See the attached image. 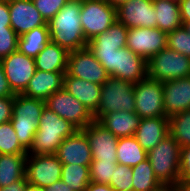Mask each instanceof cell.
Segmentation results:
<instances>
[{
    "label": "cell",
    "mask_w": 190,
    "mask_h": 191,
    "mask_svg": "<svg viewBox=\"0 0 190 191\" xmlns=\"http://www.w3.org/2000/svg\"><path fill=\"white\" fill-rule=\"evenodd\" d=\"M36 9L48 23L69 0H32Z\"/></svg>",
    "instance_id": "38"
},
{
    "label": "cell",
    "mask_w": 190,
    "mask_h": 191,
    "mask_svg": "<svg viewBox=\"0 0 190 191\" xmlns=\"http://www.w3.org/2000/svg\"><path fill=\"white\" fill-rule=\"evenodd\" d=\"M117 163L133 167L147 159V152L134 136L120 137L117 143Z\"/></svg>",
    "instance_id": "29"
},
{
    "label": "cell",
    "mask_w": 190,
    "mask_h": 191,
    "mask_svg": "<svg viewBox=\"0 0 190 191\" xmlns=\"http://www.w3.org/2000/svg\"><path fill=\"white\" fill-rule=\"evenodd\" d=\"M179 180L190 181V145L180 148Z\"/></svg>",
    "instance_id": "39"
},
{
    "label": "cell",
    "mask_w": 190,
    "mask_h": 191,
    "mask_svg": "<svg viewBox=\"0 0 190 191\" xmlns=\"http://www.w3.org/2000/svg\"><path fill=\"white\" fill-rule=\"evenodd\" d=\"M11 90L22 94L36 72L34 58L18 50L0 60Z\"/></svg>",
    "instance_id": "14"
},
{
    "label": "cell",
    "mask_w": 190,
    "mask_h": 191,
    "mask_svg": "<svg viewBox=\"0 0 190 191\" xmlns=\"http://www.w3.org/2000/svg\"><path fill=\"white\" fill-rule=\"evenodd\" d=\"M28 184L26 176L18 181L13 182L11 185H7L4 188L0 187V191H24Z\"/></svg>",
    "instance_id": "44"
},
{
    "label": "cell",
    "mask_w": 190,
    "mask_h": 191,
    "mask_svg": "<svg viewBox=\"0 0 190 191\" xmlns=\"http://www.w3.org/2000/svg\"><path fill=\"white\" fill-rule=\"evenodd\" d=\"M175 185L178 191H190V181L188 180H178Z\"/></svg>",
    "instance_id": "47"
},
{
    "label": "cell",
    "mask_w": 190,
    "mask_h": 191,
    "mask_svg": "<svg viewBox=\"0 0 190 191\" xmlns=\"http://www.w3.org/2000/svg\"><path fill=\"white\" fill-rule=\"evenodd\" d=\"M65 74L66 72L36 70L22 94L30 98L46 100L53 93L63 88Z\"/></svg>",
    "instance_id": "21"
},
{
    "label": "cell",
    "mask_w": 190,
    "mask_h": 191,
    "mask_svg": "<svg viewBox=\"0 0 190 191\" xmlns=\"http://www.w3.org/2000/svg\"><path fill=\"white\" fill-rule=\"evenodd\" d=\"M85 191H116L109 184L90 182Z\"/></svg>",
    "instance_id": "46"
},
{
    "label": "cell",
    "mask_w": 190,
    "mask_h": 191,
    "mask_svg": "<svg viewBox=\"0 0 190 191\" xmlns=\"http://www.w3.org/2000/svg\"><path fill=\"white\" fill-rule=\"evenodd\" d=\"M44 191H74L72 190L69 185L63 182L61 179L54 182L49 187H45Z\"/></svg>",
    "instance_id": "45"
},
{
    "label": "cell",
    "mask_w": 190,
    "mask_h": 191,
    "mask_svg": "<svg viewBox=\"0 0 190 191\" xmlns=\"http://www.w3.org/2000/svg\"><path fill=\"white\" fill-rule=\"evenodd\" d=\"M45 100L15 94L13 113L10 122L16 132L20 145L28 152L33 144Z\"/></svg>",
    "instance_id": "3"
},
{
    "label": "cell",
    "mask_w": 190,
    "mask_h": 191,
    "mask_svg": "<svg viewBox=\"0 0 190 191\" xmlns=\"http://www.w3.org/2000/svg\"><path fill=\"white\" fill-rule=\"evenodd\" d=\"M80 20L86 41L104 33L117 20V8L106 0L81 2Z\"/></svg>",
    "instance_id": "8"
},
{
    "label": "cell",
    "mask_w": 190,
    "mask_h": 191,
    "mask_svg": "<svg viewBox=\"0 0 190 191\" xmlns=\"http://www.w3.org/2000/svg\"><path fill=\"white\" fill-rule=\"evenodd\" d=\"M69 52L56 43L49 42L34 58L36 70L66 72Z\"/></svg>",
    "instance_id": "25"
},
{
    "label": "cell",
    "mask_w": 190,
    "mask_h": 191,
    "mask_svg": "<svg viewBox=\"0 0 190 191\" xmlns=\"http://www.w3.org/2000/svg\"><path fill=\"white\" fill-rule=\"evenodd\" d=\"M156 11L157 28L165 33H170L181 27V15L179 2L175 0H153Z\"/></svg>",
    "instance_id": "27"
},
{
    "label": "cell",
    "mask_w": 190,
    "mask_h": 191,
    "mask_svg": "<svg viewBox=\"0 0 190 191\" xmlns=\"http://www.w3.org/2000/svg\"><path fill=\"white\" fill-rule=\"evenodd\" d=\"M51 41L48 24L36 27L18 37L17 50L26 56L36 58L43 47Z\"/></svg>",
    "instance_id": "28"
},
{
    "label": "cell",
    "mask_w": 190,
    "mask_h": 191,
    "mask_svg": "<svg viewBox=\"0 0 190 191\" xmlns=\"http://www.w3.org/2000/svg\"><path fill=\"white\" fill-rule=\"evenodd\" d=\"M190 76V58L164 48L147 61V77L165 82Z\"/></svg>",
    "instance_id": "7"
},
{
    "label": "cell",
    "mask_w": 190,
    "mask_h": 191,
    "mask_svg": "<svg viewBox=\"0 0 190 191\" xmlns=\"http://www.w3.org/2000/svg\"><path fill=\"white\" fill-rule=\"evenodd\" d=\"M162 84L166 117L190 109V76L168 80Z\"/></svg>",
    "instance_id": "19"
},
{
    "label": "cell",
    "mask_w": 190,
    "mask_h": 191,
    "mask_svg": "<svg viewBox=\"0 0 190 191\" xmlns=\"http://www.w3.org/2000/svg\"><path fill=\"white\" fill-rule=\"evenodd\" d=\"M0 28H11L8 0L0 3Z\"/></svg>",
    "instance_id": "42"
},
{
    "label": "cell",
    "mask_w": 190,
    "mask_h": 191,
    "mask_svg": "<svg viewBox=\"0 0 190 191\" xmlns=\"http://www.w3.org/2000/svg\"><path fill=\"white\" fill-rule=\"evenodd\" d=\"M169 134V119L162 117L142 118L134 137L149 152Z\"/></svg>",
    "instance_id": "23"
},
{
    "label": "cell",
    "mask_w": 190,
    "mask_h": 191,
    "mask_svg": "<svg viewBox=\"0 0 190 191\" xmlns=\"http://www.w3.org/2000/svg\"><path fill=\"white\" fill-rule=\"evenodd\" d=\"M132 177L131 167L117 163L109 185L116 191H133Z\"/></svg>",
    "instance_id": "36"
},
{
    "label": "cell",
    "mask_w": 190,
    "mask_h": 191,
    "mask_svg": "<svg viewBox=\"0 0 190 191\" xmlns=\"http://www.w3.org/2000/svg\"><path fill=\"white\" fill-rule=\"evenodd\" d=\"M77 130L45 105L28 154H56L63 140Z\"/></svg>",
    "instance_id": "2"
},
{
    "label": "cell",
    "mask_w": 190,
    "mask_h": 191,
    "mask_svg": "<svg viewBox=\"0 0 190 191\" xmlns=\"http://www.w3.org/2000/svg\"><path fill=\"white\" fill-rule=\"evenodd\" d=\"M15 96V93L11 90L9 82L4 73L2 63L0 61V97Z\"/></svg>",
    "instance_id": "41"
},
{
    "label": "cell",
    "mask_w": 190,
    "mask_h": 191,
    "mask_svg": "<svg viewBox=\"0 0 190 191\" xmlns=\"http://www.w3.org/2000/svg\"><path fill=\"white\" fill-rule=\"evenodd\" d=\"M61 180L74 191H85L90 180L89 166L79 164H63Z\"/></svg>",
    "instance_id": "31"
},
{
    "label": "cell",
    "mask_w": 190,
    "mask_h": 191,
    "mask_svg": "<svg viewBox=\"0 0 190 191\" xmlns=\"http://www.w3.org/2000/svg\"><path fill=\"white\" fill-rule=\"evenodd\" d=\"M8 7L11 28L18 36L47 24L32 0H8Z\"/></svg>",
    "instance_id": "17"
},
{
    "label": "cell",
    "mask_w": 190,
    "mask_h": 191,
    "mask_svg": "<svg viewBox=\"0 0 190 191\" xmlns=\"http://www.w3.org/2000/svg\"><path fill=\"white\" fill-rule=\"evenodd\" d=\"M14 96L0 97V124L10 122L13 113Z\"/></svg>",
    "instance_id": "40"
},
{
    "label": "cell",
    "mask_w": 190,
    "mask_h": 191,
    "mask_svg": "<svg viewBox=\"0 0 190 191\" xmlns=\"http://www.w3.org/2000/svg\"><path fill=\"white\" fill-rule=\"evenodd\" d=\"M167 47L190 58V34L183 25L167 34Z\"/></svg>",
    "instance_id": "35"
},
{
    "label": "cell",
    "mask_w": 190,
    "mask_h": 191,
    "mask_svg": "<svg viewBox=\"0 0 190 191\" xmlns=\"http://www.w3.org/2000/svg\"><path fill=\"white\" fill-rule=\"evenodd\" d=\"M24 191H44V188L27 184Z\"/></svg>",
    "instance_id": "50"
},
{
    "label": "cell",
    "mask_w": 190,
    "mask_h": 191,
    "mask_svg": "<svg viewBox=\"0 0 190 191\" xmlns=\"http://www.w3.org/2000/svg\"><path fill=\"white\" fill-rule=\"evenodd\" d=\"M126 47L148 61L167 47V33L159 28L135 27L128 29Z\"/></svg>",
    "instance_id": "13"
},
{
    "label": "cell",
    "mask_w": 190,
    "mask_h": 191,
    "mask_svg": "<svg viewBox=\"0 0 190 191\" xmlns=\"http://www.w3.org/2000/svg\"><path fill=\"white\" fill-rule=\"evenodd\" d=\"M62 165L55 154H27V182L42 188L49 187L61 179Z\"/></svg>",
    "instance_id": "11"
},
{
    "label": "cell",
    "mask_w": 190,
    "mask_h": 191,
    "mask_svg": "<svg viewBox=\"0 0 190 191\" xmlns=\"http://www.w3.org/2000/svg\"><path fill=\"white\" fill-rule=\"evenodd\" d=\"M135 113L140 118H168L164 111L163 84L160 81L146 77L135 83Z\"/></svg>",
    "instance_id": "9"
},
{
    "label": "cell",
    "mask_w": 190,
    "mask_h": 191,
    "mask_svg": "<svg viewBox=\"0 0 190 191\" xmlns=\"http://www.w3.org/2000/svg\"><path fill=\"white\" fill-rule=\"evenodd\" d=\"M169 119V134L182 148L190 145V109L181 111Z\"/></svg>",
    "instance_id": "32"
},
{
    "label": "cell",
    "mask_w": 190,
    "mask_h": 191,
    "mask_svg": "<svg viewBox=\"0 0 190 191\" xmlns=\"http://www.w3.org/2000/svg\"><path fill=\"white\" fill-rule=\"evenodd\" d=\"M81 2L69 0L47 23L51 42L68 52L87 47L80 20Z\"/></svg>",
    "instance_id": "1"
},
{
    "label": "cell",
    "mask_w": 190,
    "mask_h": 191,
    "mask_svg": "<svg viewBox=\"0 0 190 191\" xmlns=\"http://www.w3.org/2000/svg\"><path fill=\"white\" fill-rule=\"evenodd\" d=\"M111 77L133 84L147 77V61L127 47L115 53L94 55Z\"/></svg>",
    "instance_id": "4"
},
{
    "label": "cell",
    "mask_w": 190,
    "mask_h": 191,
    "mask_svg": "<svg viewBox=\"0 0 190 191\" xmlns=\"http://www.w3.org/2000/svg\"><path fill=\"white\" fill-rule=\"evenodd\" d=\"M141 118L135 112L116 111L104 114L98 122L118 138L134 136Z\"/></svg>",
    "instance_id": "24"
},
{
    "label": "cell",
    "mask_w": 190,
    "mask_h": 191,
    "mask_svg": "<svg viewBox=\"0 0 190 191\" xmlns=\"http://www.w3.org/2000/svg\"><path fill=\"white\" fill-rule=\"evenodd\" d=\"M133 83L109 77L101 85V98L93 117L98 121L104 114L116 111L135 112Z\"/></svg>",
    "instance_id": "6"
},
{
    "label": "cell",
    "mask_w": 190,
    "mask_h": 191,
    "mask_svg": "<svg viewBox=\"0 0 190 191\" xmlns=\"http://www.w3.org/2000/svg\"><path fill=\"white\" fill-rule=\"evenodd\" d=\"M116 166L117 162L92 160L91 165L89 166L91 182L110 184Z\"/></svg>",
    "instance_id": "34"
},
{
    "label": "cell",
    "mask_w": 190,
    "mask_h": 191,
    "mask_svg": "<svg viewBox=\"0 0 190 191\" xmlns=\"http://www.w3.org/2000/svg\"><path fill=\"white\" fill-rule=\"evenodd\" d=\"M182 24L190 22V0H179Z\"/></svg>",
    "instance_id": "43"
},
{
    "label": "cell",
    "mask_w": 190,
    "mask_h": 191,
    "mask_svg": "<svg viewBox=\"0 0 190 191\" xmlns=\"http://www.w3.org/2000/svg\"><path fill=\"white\" fill-rule=\"evenodd\" d=\"M18 37L12 28H0V60L17 51Z\"/></svg>",
    "instance_id": "37"
},
{
    "label": "cell",
    "mask_w": 190,
    "mask_h": 191,
    "mask_svg": "<svg viewBox=\"0 0 190 191\" xmlns=\"http://www.w3.org/2000/svg\"><path fill=\"white\" fill-rule=\"evenodd\" d=\"M66 73L71 77H76L99 85L104 84L110 77L101 63L87 47L69 52Z\"/></svg>",
    "instance_id": "12"
},
{
    "label": "cell",
    "mask_w": 190,
    "mask_h": 191,
    "mask_svg": "<svg viewBox=\"0 0 190 191\" xmlns=\"http://www.w3.org/2000/svg\"><path fill=\"white\" fill-rule=\"evenodd\" d=\"M153 0H129L117 8V20L126 28H156Z\"/></svg>",
    "instance_id": "16"
},
{
    "label": "cell",
    "mask_w": 190,
    "mask_h": 191,
    "mask_svg": "<svg viewBox=\"0 0 190 191\" xmlns=\"http://www.w3.org/2000/svg\"><path fill=\"white\" fill-rule=\"evenodd\" d=\"M153 191H178L175 184H161Z\"/></svg>",
    "instance_id": "48"
},
{
    "label": "cell",
    "mask_w": 190,
    "mask_h": 191,
    "mask_svg": "<svg viewBox=\"0 0 190 191\" xmlns=\"http://www.w3.org/2000/svg\"><path fill=\"white\" fill-rule=\"evenodd\" d=\"M133 191H153L162 183L157 179L148 159L131 167Z\"/></svg>",
    "instance_id": "30"
},
{
    "label": "cell",
    "mask_w": 190,
    "mask_h": 191,
    "mask_svg": "<svg viewBox=\"0 0 190 191\" xmlns=\"http://www.w3.org/2000/svg\"><path fill=\"white\" fill-rule=\"evenodd\" d=\"M62 164H79L90 166L92 151L86 135L82 130L66 137L55 154Z\"/></svg>",
    "instance_id": "18"
},
{
    "label": "cell",
    "mask_w": 190,
    "mask_h": 191,
    "mask_svg": "<svg viewBox=\"0 0 190 191\" xmlns=\"http://www.w3.org/2000/svg\"><path fill=\"white\" fill-rule=\"evenodd\" d=\"M82 131L88 139L92 151V160L117 162V136L96 120Z\"/></svg>",
    "instance_id": "15"
},
{
    "label": "cell",
    "mask_w": 190,
    "mask_h": 191,
    "mask_svg": "<svg viewBox=\"0 0 190 191\" xmlns=\"http://www.w3.org/2000/svg\"><path fill=\"white\" fill-rule=\"evenodd\" d=\"M63 88L81 102L92 114L97 110L101 98V85L64 75Z\"/></svg>",
    "instance_id": "22"
},
{
    "label": "cell",
    "mask_w": 190,
    "mask_h": 191,
    "mask_svg": "<svg viewBox=\"0 0 190 191\" xmlns=\"http://www.w3.org/2000/svg\"><path fill=\"white\" fill-rule=\"evenodd\" d=\"M28 153L0 154V187L4 188L25 177Z\"/></svg>",
    "instance_id": "26"
},
{
    "label": "cell",
    "mask_w": 190,
    "mask_h": 191,
    "mask_svg": "<svg viewBox=\"0 0 190 191\" xmlns=\"http://www.w3.org/2000/svg\"><path fill=\"white\" fill-rule=\"evenodd\" d=\"M113 7L118 8L121 4L128 2L129 0H106Z\"/></svg>",
    "instance_id": "49"
},
{
    "label": "cell",
    "mask_w": 190,
    "mask_h": 191,
    "mask_svg": "<svg viewBox=\"0 0 190 191\" xmlns=\"http://www.w3.org/2000/svg\"><path fill=\"white\" fill-rule=\"evenodd\" d=\"M180 148L168 134L156 147L147 152V159L161 183L175 184L179 180Z\"/></svg>",
    "instance_id": "5"
},
{
    "label": "cell",
    "mask_w": 190,
    "mask_h": 191,
    "mask_svg": "<svg viewBox=\"0 0 190 191\" xmlns=\"http://www.w3.org/2000/svg\"><path fill=\"white\" fill-rule=\"evenodd\" d=\"M128 28L116 20L108 30L97 35L87 43V48L94 55L115 53L126 47Z\"/></svg>",
    "instance_id": "20"
},
{
    "label": "cell",
    "mask_w": 190,
    "mask_h": 191,
    "mask_svg": "<svg viewBox=\"0 0 190 191\" xmlns=\"http://www.w3.org/2000/svg\"><path fill=\"white\" fill-rule=\"evenodd\" d=\"M45 104L78 130H83L95 120L93 114L64 88L49 96L45 100Z\"/></svg>",
    "instance_id": "10"
},
{
    "label": "cell",
    "mask_w": 190,
    "mask_h": 191,
    "mask_svg": "<svg viewBox=\"0 0 190 191\" xmlns=\"http://www.w3.org/2000/svg\"><path fill=\"white\" fill-rule=\"evenodd\" d=\"M28 153L19 143L11 122L0 124V154Z\"/></svg>",
    "instance_id": "33"
},
{
    "label": "cell",
    "mask_w": 190,
    "mask_h": 191,
    "mask_svg": "<svg viewBox=\"0 0 190 191\" xmlns=\"http://www.w3.org/2000/svg\"><path fill=\"white\" fill-rule=\"evenodd\" d=\"M183 26L185 27L186 31L190 34V22H186L185 24H183Z\"/></svg>",
    "instance_id": "51"
}]
</instances>
